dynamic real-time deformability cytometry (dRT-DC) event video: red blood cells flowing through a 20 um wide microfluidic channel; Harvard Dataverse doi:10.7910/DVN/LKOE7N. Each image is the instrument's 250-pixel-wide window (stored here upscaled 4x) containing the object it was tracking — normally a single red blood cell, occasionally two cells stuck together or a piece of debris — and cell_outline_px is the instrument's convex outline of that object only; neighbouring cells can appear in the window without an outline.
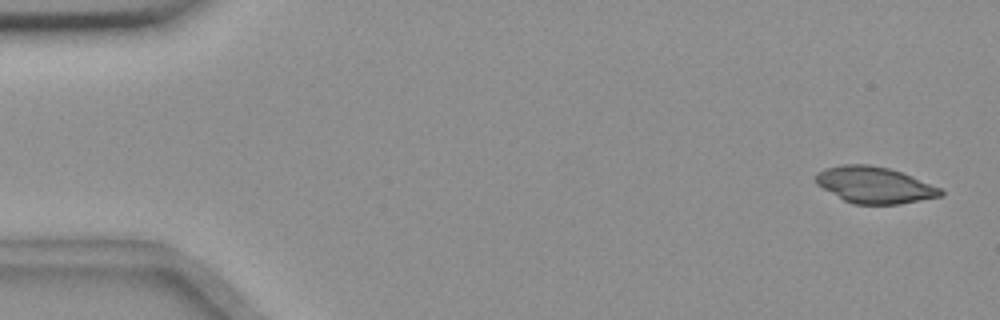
{"species": "common noctule bat (a hibernating species)", "species_latin": "Nyctalus noctula", "temperature_condition": "room temperature", "stored_images_in_passage": 5, "camera_frame_rate_fps": 3000, "um_per_image_px": 0.085, "animal": {"sex": "female", "body_mass_g": 18.4}, "frame": {"image": 1, "passage_image": 1, "time_ms": 0.0, "image_size_px": [1000, 320], "cell_outline_px": [[944, 196], [900, 204], [852, 204], [844, 200], [816, 184], [816, 172], [824, 168], [844, 164], [868, 164], [888, 168], [912, 176], [940, 188], [944, 192]], "centroid_in_image_um": [74.33, 15.72], "position_along_channel_um": 10.7, "area_um2": 26.47}}